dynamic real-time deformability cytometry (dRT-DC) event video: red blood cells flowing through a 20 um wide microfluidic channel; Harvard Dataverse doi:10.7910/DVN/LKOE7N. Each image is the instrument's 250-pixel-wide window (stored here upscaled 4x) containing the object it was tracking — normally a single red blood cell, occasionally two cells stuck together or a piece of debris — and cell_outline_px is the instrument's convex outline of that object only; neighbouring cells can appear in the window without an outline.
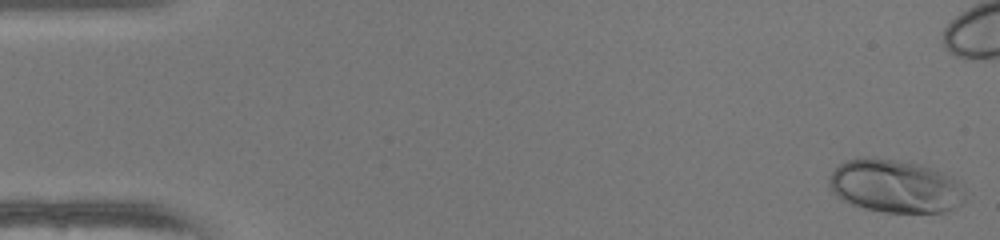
{"species": "human", "species_latin": "Homo sapiens", "temperature_condition": "warm", "stored_images_in_passage": 40, "camera_frame_rate_fps": 3000, "um_per_image_px": 0.085, "donor": {"sex": "female"}, "frame": {"image": 1, "passage_image": 1, "time_ms": 0.0, "image_size_px": [1000, 240], "cell_outline_px": [[964, 200], [960, 204], [944, 212], [884, 212], [864, 208], [852, 204], [836, 196], [828, 184], [828, 180], [832, 172], [844, 160], [864, 156], [896, 160], [920, 164], [944, 172], [952, 176], [956, 180]], "centroid_in_image_um": [76.03, 15.81], "position_along_channel_um": 9.0, "area_um2": 41.85}}
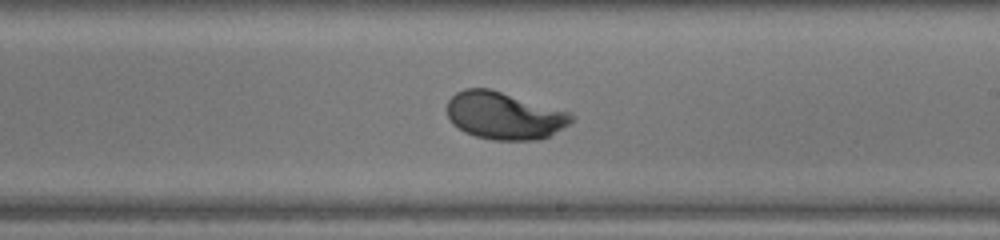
{"frame": {"image": 2, "passage_image": 29, "time_ms": 9.333, "image_size_px": [1000, 240], "cell_outline_px": [[576, 120], [548, 136], [540, 140], [492, 140], [476, 136], [464, 132], [452, 124], [448, 116], [448, 100], [456, 92], [464, 88], [492, 88], [568, 112], [576, 116]], "centroid_in_image_um": [42.86, 9.82], "position_along_channel_um": 246.1, "area_um2": 34.51}}
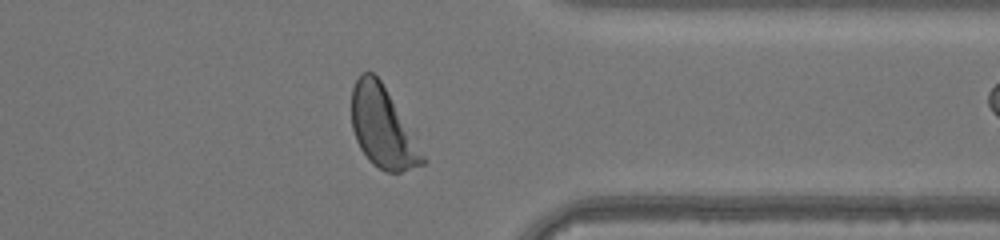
{"frame": {"image": 3, "passage_image": 39, "time_ms": 12.667, "image_size_px": [1000, 240], "cell_outline_px": [[424, 164], [400, 172], [388, 172], [372, 164], [368, 160], [360, 148], [356, 140], [352, 128], [352, 88], [360, 72], [372, 72], [380, 80], [424, 156]], "centroid_in_image_um": [32.46, 10.84], "position_along_channel_um": 378.9, "area_um2": 32.31}}